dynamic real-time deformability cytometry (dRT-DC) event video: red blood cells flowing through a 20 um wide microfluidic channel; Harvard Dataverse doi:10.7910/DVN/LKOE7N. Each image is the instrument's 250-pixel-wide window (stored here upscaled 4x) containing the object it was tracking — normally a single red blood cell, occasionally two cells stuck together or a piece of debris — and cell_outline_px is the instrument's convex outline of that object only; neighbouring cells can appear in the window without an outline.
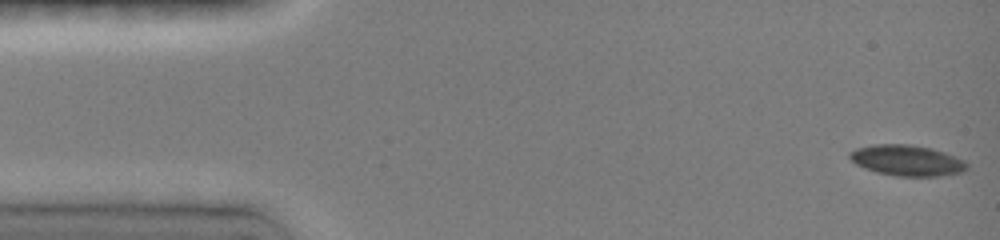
{"species": "common noctule bat (a hibernating species)", "species_latin": "Nyctalus noctula", "temperature_condition": "room temperature", "stored_images_in_passage": 40, "camera_frame_rate_fps": 3000, "um_per_image_px": 0.085, "animal": {"sex": "female", "body_mass_g": 19.0, "forearm_length_mm": 51.5}, "frame": {"image": 1, "passage_image": 1, "time_ms": 0.0, "image_size_px": [1000, 240], "cell_outline_px": [[968, 168], [960, 172], [936, 176], [896, 176], [876, 172], [864, 168], [856, 164], [848, 156], [848, 152], [856, 148], [872, 144], [908, 144], [932, 148], [956, 156], [964, 160], [968, 164]], "centroid_in_image_um": [77.07, 13.62], "position_along_channel_um": 7.9, "area_um2": 21.1}}
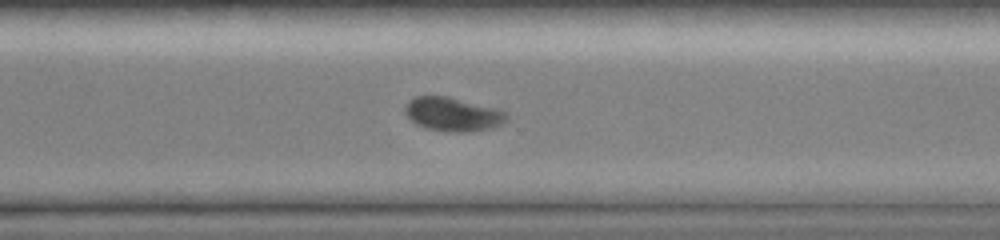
{"frame": {"image": 2, "passage_image": 28, "time_ms": 11.0, "image_size_px": [1000, 240], "cell_outline_px": [[508, 120], [492, 128], [468, 132], [448, 132], [424, 128], [416, 124], [404, 112], [404, 104], [408, 100], [416, 96], [448, 96], [508, 112]], "centroid_in_image_um": [38.46, 9.72], "position_along_channel_um": 332.1, "area_um2": 20.11}}
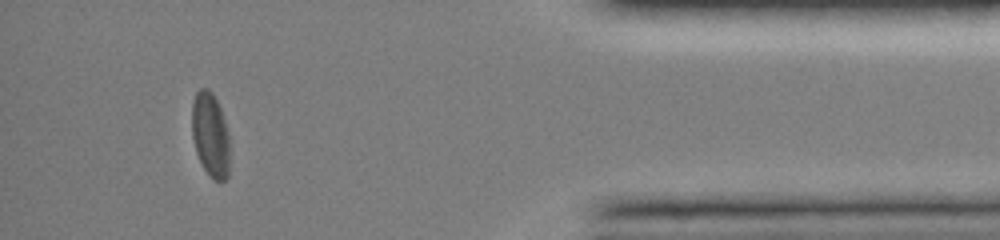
{"frame": {"image": 3, "passage_image": 36, "time_ms": 14.0, "image_size_px": [1000, 240], "cell_outline_px": [[228, 176], [224, 180], [212, 180], [208, 176], [196, 152], [192, 136], [192, 100], [196, 92], [200, 88], [208, 88], [212, 92], [220, 108], [228, 132]], "centroid_in_image_um": [17.86, 11.44], "position_along_channel_um": 417.3, "area_um2": 18.5}, "authors_computed_cell_mechanics": {"area_um2": 20.7213, "velocity_mm_per_s": 4.0198, "shape_relaxation_time_tau1_ms": 3.4841, "shape_relaxation_time_tau2_ms": 7.2135, "deformation_change_tau1": 0.1191, "deformation_change_tau2": 0.0647}}